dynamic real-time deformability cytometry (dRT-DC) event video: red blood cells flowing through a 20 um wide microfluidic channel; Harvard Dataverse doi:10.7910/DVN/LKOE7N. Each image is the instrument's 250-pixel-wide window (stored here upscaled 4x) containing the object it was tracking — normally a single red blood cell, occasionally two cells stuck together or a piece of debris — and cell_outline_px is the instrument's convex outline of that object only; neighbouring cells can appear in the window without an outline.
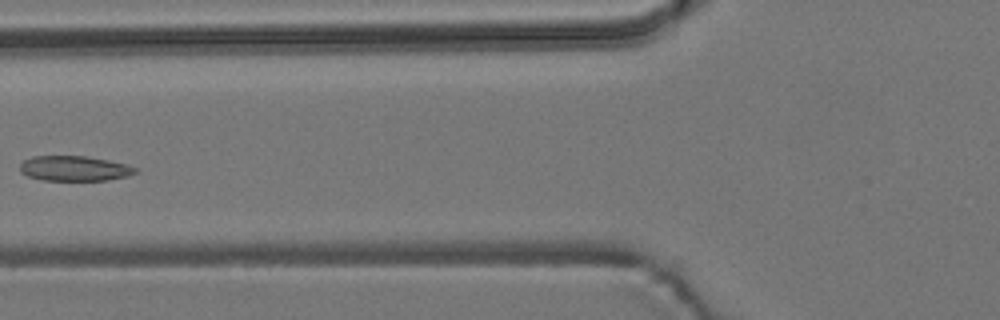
{"species": "common noctule bat (a hibernating species)", "species_latin": "Nyctalus noctula", "temperature_condition": "room temperature", "stored_images_in_passage": 7, "camera_frame_rate_fps": 3000, "um_per_image_px": 0.085, "animal": {"sex": "male", "body_mass_g": 19.2, "forearm_length_mm": 51.8}, "frame": {"image": 1, "passage_image": 7, "time_ms": 2.0, "image_size_px": [1000, 320], "cell_outline_px": [[136, 172], [128, 176], [104, 180], [44, 180], [28, 176], [20, 172], [20, 164], [24, 160], [32, 156], [84, 156], [108, 160], [128, 164], [136, 168]], "centroid_in_image_um": [6.31, 14.31], "position_along_channel_um": 119.5, "area_um2": 16.76}}